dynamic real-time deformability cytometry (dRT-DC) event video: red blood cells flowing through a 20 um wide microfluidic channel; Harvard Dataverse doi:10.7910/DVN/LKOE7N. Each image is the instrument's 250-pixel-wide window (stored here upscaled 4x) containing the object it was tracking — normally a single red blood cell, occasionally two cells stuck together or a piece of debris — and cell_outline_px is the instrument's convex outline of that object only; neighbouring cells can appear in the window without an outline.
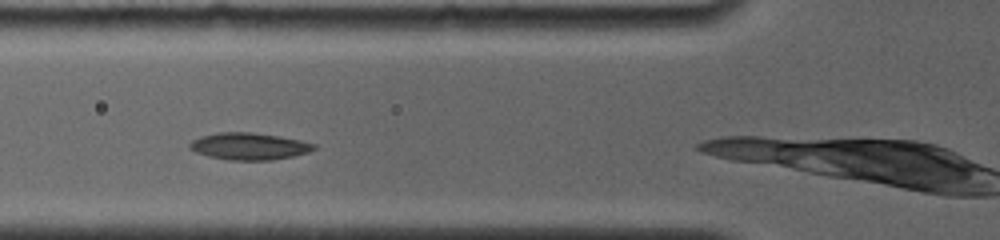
{"species": "common noctule bat (a hibernating species)", "species_latin": "Nyctalus noctula", "temperature_condition": "room temperature", "stored_images_in_passage": 5, "camera_frame_rate_fps": 4000, "um_per_image_px": 0.085, "animal": {"sex": "female", "body_mass_g": 19.0, "forearm_length_mm": 56.7}, "frame": {"image": 1, "passage_image": 4, "time_ms": 2.75, "image_size_px": [1000, 240], "cell_outline_px": [[316, 148], [308, 152], [292, 156], [272, 160], [228, 160], [208, 156], [196, 152], [188, 148], [188, 144], [192, 140], [200, 136], [216, 132], [252, 132], [300, 140], [316, 144]], "centroid_in_image_um": [21.12, 12.43], "position_along_channel_um": 104.7, "area_um2": 19.54}}